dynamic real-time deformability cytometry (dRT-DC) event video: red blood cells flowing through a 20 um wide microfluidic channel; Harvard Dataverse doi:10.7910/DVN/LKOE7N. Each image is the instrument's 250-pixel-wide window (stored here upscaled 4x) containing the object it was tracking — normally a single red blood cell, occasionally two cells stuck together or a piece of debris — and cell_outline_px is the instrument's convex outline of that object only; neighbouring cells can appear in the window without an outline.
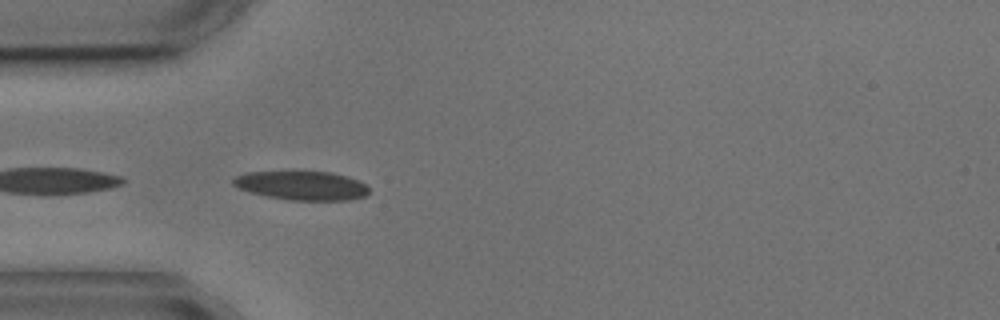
{"species": "common noctule bat (a hibernating species)", "species_latin": "Nyctalus noctula", "temperature_condition": "cold", "stored_images_in_passage": 4, "camera_frame_rate_fps": 3000, "um_per_image_px": 0.085, "animal": {"sex": "male", "body_mass_g": 17.9, "forearm_length_mm": 54.2}, "frame": {"image": 1, "passage_image": 4, "time_ms": 4.667, "image_size_px": [1000, 320], "cell_outline_px": [[368, 192], [364, 196], [348, 200], [288, 200], [268, 196], [252, 192], [240, 188], [232, 184], [232, 180], [236, 176], [244, 172], [284, 168], [292, 168], [332, 172], [348, 176], [360, 180], [368, 188]], "centroid_in_image_um": [25.6, 15.69], "position_along_channel_um": 59.4, "area_um2": 24.1}}